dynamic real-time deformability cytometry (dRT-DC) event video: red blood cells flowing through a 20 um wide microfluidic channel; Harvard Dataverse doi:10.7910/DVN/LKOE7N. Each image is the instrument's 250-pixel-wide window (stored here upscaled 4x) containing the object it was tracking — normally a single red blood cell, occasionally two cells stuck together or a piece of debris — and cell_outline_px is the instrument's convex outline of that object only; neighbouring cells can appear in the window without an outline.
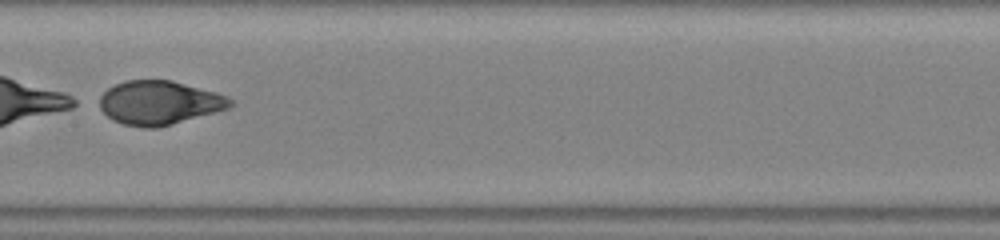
{"species": "human", "species_latin": "Homo sapiens", "temperature_condition": "warm", "stored_images_in_passage": 48, "segment_of_instrument_passage": [2, 2], "camera_frame_rate_fps": 3000, "um_per_image_px": 0.085, "donor": {"sex": "male"}, "frame": {"image": 1, "passage_image": 24, "time_ms": 7.667, "image_size_px": [1000, 240], "cell_outline_px": [[236, 104], [228, 108], [172, 124], [156, 128], [144, 128], [124, 124], [112, 120], [100, 108], [100, 96], [108, 88], [124, 80], [172, 80], [216, 92], [228, 96]], "centroid_in_image_um": [13.55, 8.72], "position_along_channel_um": 193.9, "area_um2": 33.35}}
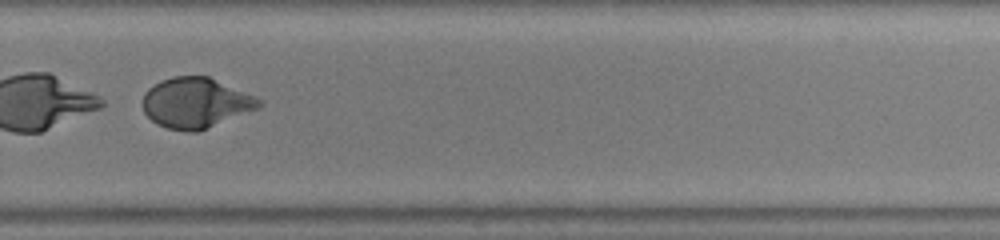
{"frame": {"image": 2, "passage_image": 33, "time_ms": 10.667, "image_size_px": [1000, 240], "cell_outline_px": [[264, 104], [260, 108], [200, 132], [188, 132], [168, 128], [152, 120], [144, 112], [144, 92], [148, 88], [160, 80], [172, 76], [208, 76], [256, 96]], "centroid_in_image_um": [16.68, 8.75], "position_along_channel_um": 313.1, "area_um2": 34.33}}